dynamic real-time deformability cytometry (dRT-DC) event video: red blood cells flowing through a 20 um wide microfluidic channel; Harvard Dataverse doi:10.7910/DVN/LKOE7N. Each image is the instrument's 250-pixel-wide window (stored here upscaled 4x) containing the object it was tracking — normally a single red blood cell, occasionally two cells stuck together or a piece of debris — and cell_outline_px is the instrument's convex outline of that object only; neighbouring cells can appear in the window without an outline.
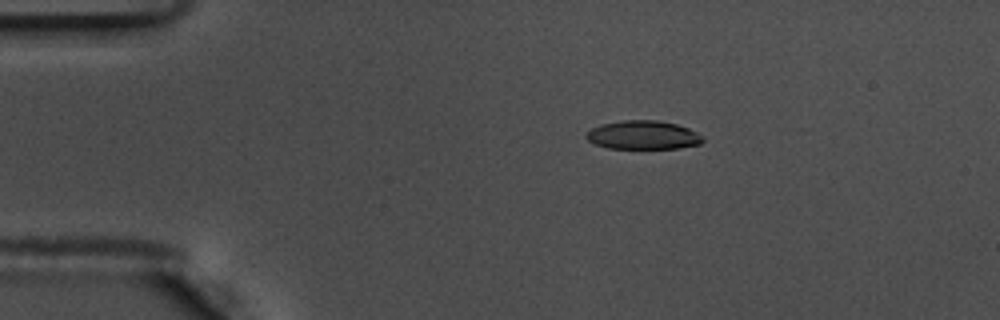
{"species": "common noctule bat (a hibernating species)", "species_latin": "Nyctalus noctula", "temperature_condition": "warm", "stored_images_in_passage": 55, "camera_frame_rate_fps": 3000, "um_per_image_px": 0.085, "animal": {"sex": "male", "body_mass_g": 17.5, "forearm_length_mm": 52.3}, "frame": {"image": 1, "passage_image": 10, "time_ms": 3.0, "image_size_px": [1000, 320], "cell_outline_px": [[704, 140], [700, 144], [680, 148], [608, 148], [596, 144], [588, 140], [584, 136], [592, 128], [600, 124], [624, 120], [656, 120], [676, 124], [688, 128], [704, 136]], "centroid_in_image_um": [54.68, 11.48], "position_along_channel_um": 30.3, "area_um2": 19.42}}
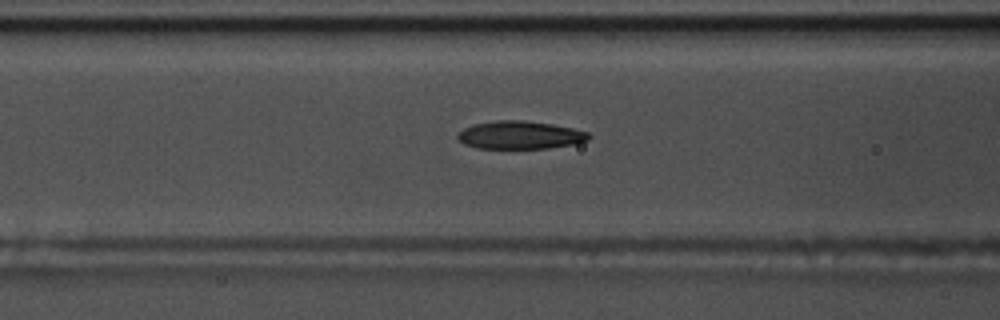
{"frame": {"image": 2, "passage_image": 22, "time_ms": 7.0, "image_size_px": [1000, 320], "cell_outline_px": [[592, 136], [588, 140], [572, 144], [548, 148], [476, 148], [464, 144], [456, 136], [464, 128], [476, 124], [496, 120], [524, 120], [552, 124], [572, 128], [588, 132]], "centroid_in_image_um": [44.21, 11.48], "position_along_channel_um": 122.4, "area_um2": 21.21}}
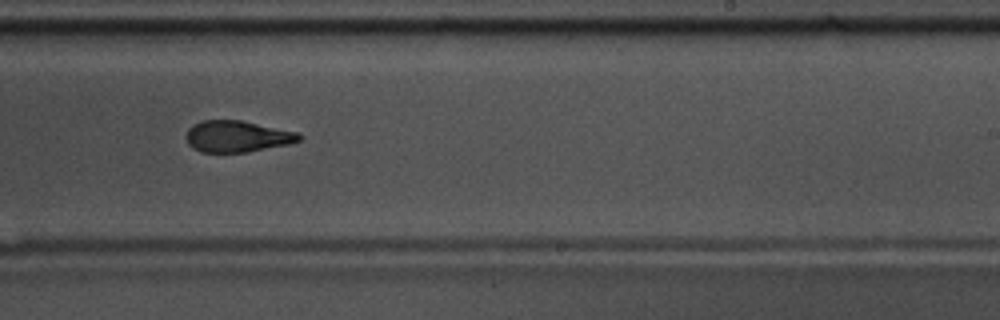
{"frame": {"image": 3, "passage_image": 34, "time_ms": 11.0, "image_size_px": [1000, 320], "cell_outline_px": [[304, 136], [300, 140], [288, 144], [248, 152], [200, 152], [192, 148], [188, 144], [188, 128], [192, 124], [204, 120], [240, 120], [300, 132]], "centroid_in_image_um": [20.19, 11.59], "position_along_channel_um": 268.8, "area_um2": 20.75}, "authors_computed_cell_mechanics": {"area_um2": 21.2704, "velocity_mm_per_s": 3.6721, "shape_relaxation_time_tau1_ms": 3.4228, "shape_relaxation_time_tau2_ms": 2.2504, "deformation_change_tau1": 0.1725, "deformation_change_tau2": 0.107}}